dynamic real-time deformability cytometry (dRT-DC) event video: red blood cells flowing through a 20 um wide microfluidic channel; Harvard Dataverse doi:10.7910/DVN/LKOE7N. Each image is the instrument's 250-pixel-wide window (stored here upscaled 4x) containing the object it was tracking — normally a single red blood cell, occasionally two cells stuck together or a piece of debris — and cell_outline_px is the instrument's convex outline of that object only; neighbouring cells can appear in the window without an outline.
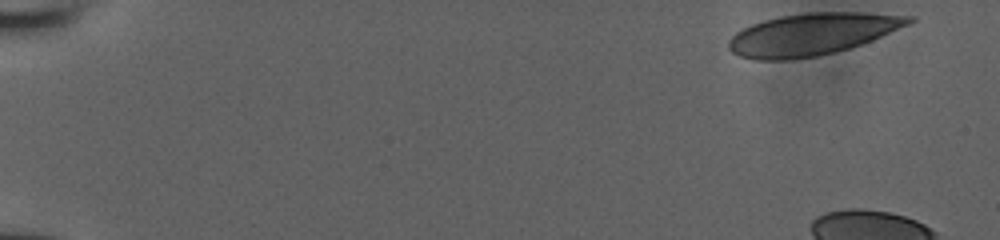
{"species": "human", "species_latin": "Homo sapiens", "temperature_condition": "room temperature", "stored_images_in_passage": 11, "camera_frame_rate_fps": 3000, "um_per_image_px": 0.085, "donor": {"sex": "male"}, "frame": {"image": 1, "passage_image": 1, "time_ms": 0.0, "image_size_px": [1000, 240], "cell_outline_px": [[916, 20], [908, 24], [872, 40], [848, 48], [816, 56], [788, 60], [756, 60], [740, 56], [732, 52], [728, 48], [728, 40], [736, 32], [752, 24], [764, 20], [780, 16], [808, 12], [860, 12], [916, 16]], "centroid_in_image_um": [69.01, 2.9], "position_along_channel_um": 16.0, "area_um2": 43.81}}